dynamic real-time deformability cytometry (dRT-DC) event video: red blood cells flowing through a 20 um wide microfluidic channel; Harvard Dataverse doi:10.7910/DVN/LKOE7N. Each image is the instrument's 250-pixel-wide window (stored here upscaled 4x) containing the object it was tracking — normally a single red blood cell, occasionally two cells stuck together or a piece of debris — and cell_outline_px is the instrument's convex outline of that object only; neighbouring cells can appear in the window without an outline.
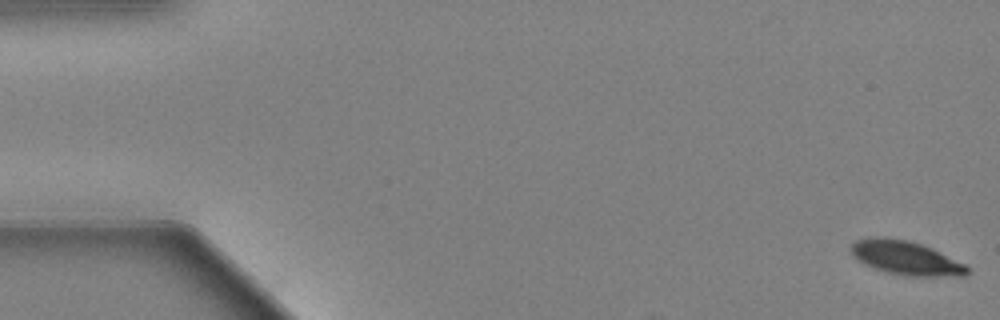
{"species": "Egyptian fruit bat (a non-hibernating species)", "species_latin": "Rousettus aegyptiacus", "temperature_condition": "warm", "stored_images_in_passage": 7, "camera_frame_rate_fps": 3000, "um_per_image_px": 0.085, "animal": {"sex": "female"}, "frame": {"image": 1, "passage_image": 1, "time_ms": 0.0, "image_size_px": [1000, 320], "cell_outline_px": [[972, 272], [968, 276], [908, 276], [888, 272], [864, 264], [852, 256], [848, 248], [856, 240], [876, 236], [880, 236], [908, 240], [932, 248], [964, 264]], "centroid_in_image_um": [76.98, 21.92], "position_along_channel_um": 8.0, "area_um2": 23.0}}
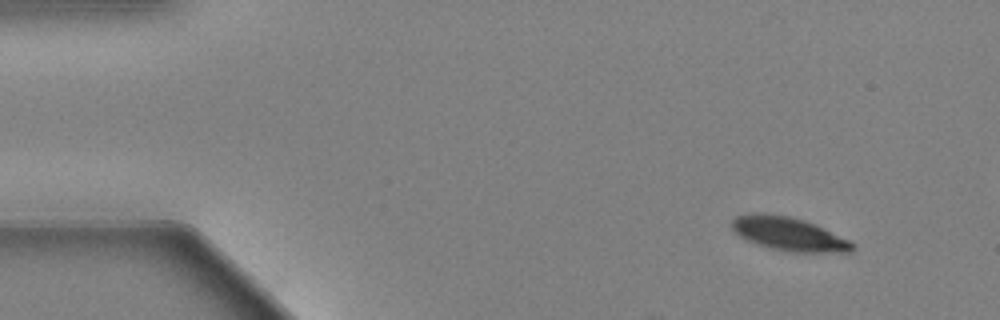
{"frame": {"image": 2, "passage_image": 6, "time_ms": 1.667, "image_size_px": [1000, 320], "cell_outline_px": [[244, 292], [240, 292], [136, 236], [132, 232], [148, 232], [188, 236], [224, 268], [236, 280]], "centroid_in_image_um": [16.16, 21.7], "position_along_channel_um": 68.8, "area_um2": 13.29}}